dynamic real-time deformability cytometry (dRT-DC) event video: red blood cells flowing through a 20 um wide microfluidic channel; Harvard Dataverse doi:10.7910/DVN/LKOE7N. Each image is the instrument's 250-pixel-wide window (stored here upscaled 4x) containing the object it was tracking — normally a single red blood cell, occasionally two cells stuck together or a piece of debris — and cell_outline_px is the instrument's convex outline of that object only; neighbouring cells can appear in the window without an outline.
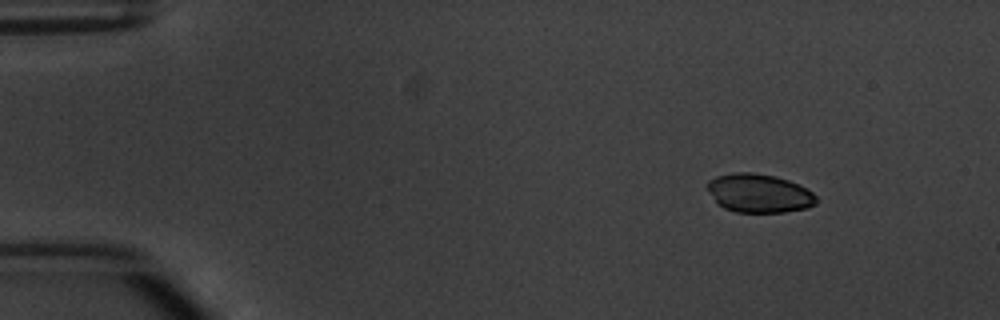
{"species": "common noctule bat (a hibernating species)", "species_latin": "Nyctalus noctula", "temperature_condition": "warm", "stored_images_in_passage": 4, "camera_frame_rate_fps": 3000, "um_per_image_px": 0.085, "animal": {"sex": "male", "body_mass_g": 20.1, "forearm_length_mm": 53.5}, "frame": {"image": 1, "passage_image": 1, "time_ms": 0.0, "image_size_px": [1000, 320], "cell_outline_px": [[816, 204], [808, 208], [784, 212], [736, 212], [724, 208], [716, 204], [704, 184], [708, 180], [716, 176], [732, 172], [752, 172], [776, 176], [788, 180], [812, 192], [816, 196]], "centroid_in_image_um": [64.46, 16.42], "position_along_channel_um": 20.5, "area_um2": 24.8}}